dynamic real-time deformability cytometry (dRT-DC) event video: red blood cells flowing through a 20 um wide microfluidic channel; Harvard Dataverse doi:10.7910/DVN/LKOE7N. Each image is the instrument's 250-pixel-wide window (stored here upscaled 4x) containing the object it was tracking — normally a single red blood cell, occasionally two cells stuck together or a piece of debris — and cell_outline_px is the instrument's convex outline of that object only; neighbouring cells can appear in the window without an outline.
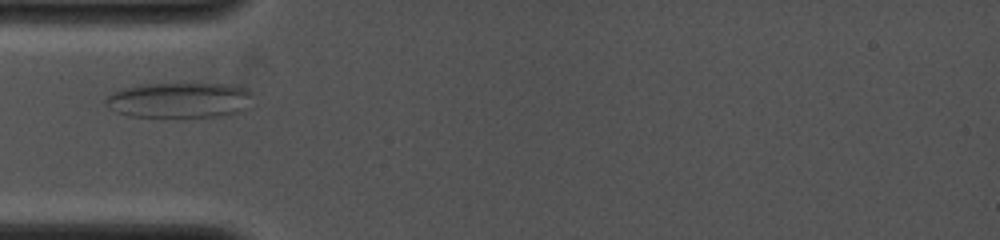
{"species": "common noctule bat (a hibernating species)", "species_latin": "Nyctalus noctula", "temperature_condition": "cold", "stored_images_in_passage": 9, "camera_frame_rate_fps": 4000, "um_per_image_px": 0.085, "animal": {"sex": "female", "body_mass_g": 19.0, "forearm_length_mm": 53.3}, "frame": {"image": 1, "passage_image": 1, "time_ms": 0.0, "image_size_px": [1000, 240], "cell_outline_px": [[252, 92], [248, 108], [228, 116], [132, 116], [116, 112], [108, 108], [104, 104], [104, 100], [112, 92], [124, 88], [140, 84], [232, 84], [244, 88]], "centroid_in_image_um": [15.25, 8.5], "position_along_channel_um": 69.7, "area_um2": 30.35}}
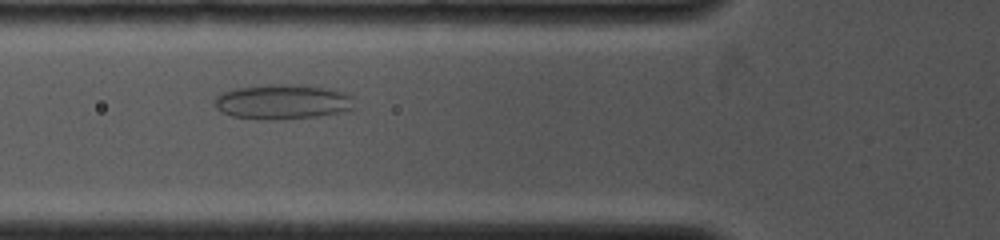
{"frame": {"image": 2, "passage_image": 6, "time_ms": 0.75, "image_size_px": [1000, 240], "cell_outline_px": [[356, 108], [320, 116], [284, 120], [260, 120], [232, 116], [216, 108], [216, 96], [224, 92], [236, 88], [272, 84], [300, 84], [328, 88], [344, 92], [352, 96]], "centroid_in_image_um": [24.07, 8.66], "position_along_channel_um": 101.7, "area_um2": 28.67}}